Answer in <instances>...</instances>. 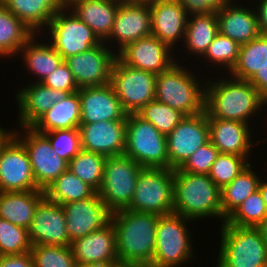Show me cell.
<instances>
[{
	"mask_svg": "<svg viewBox=\"0 0 267 267\" xmlns=\"http://www.w3.org/2000/svg\"><path fill=\"white\" fill-rule=\"evenodd\" d=\"M121 3L112 0H78L69 9L105 42L111 35L116 12Z\"/></svg>",
	"mask_w": 267,
	"mask_h": 267,
	"instance_id": "4316f807",
	"label": "cell"
},
{
	"mask_svg": "<svg viewBox=\"0 0 267 267\" xmlns=\"http://www.w3.org/2000/svg\"><path fill=\"white\" fill-rule=\"evenodd\" d=\"M244 156L219 153L208 174L211 180L221 189L231 183L249 164Z\"/></svg>",
	"mask_w": 267,
	"mask_h": 267,
	"instance_id": "60d3db41",
	"label": "cell"
},
{
	"mask_svg": "<svg viewBox=\"0 0 267 267\" xmlns=\"http://www.w3.org/2000/svg\"><path fill=\"white\" fill-rule=\"evenodd\" d=\"M81 119V103L79 93L69 94L61 102L42 114L30 127L39 133L61 129L79 128Z\"/></svg>",
	"mask_w": 267,
	"mask_h": 267,
	"instance_id": "f546056e",
	"label": "cell"
},
{
	"mask_svg": "<svg viewBox=\"0 0 267 267\" xmlns=\"http://www.w3.org/2000/svg\"><path fill=\"white\" fill-rule=\"evenodd\" d=\"M150 6L152 36L170 46L184 40L188 15L179 0H158Z\"/></svg>",
	"mask_w": 267,
	"mask_h": 267,
	"instance_id": "7402d4cb",
	"label": "cell"
},
{
	"mask_svg": "<svg viewBox=\"0 0 267 267\" xmlns=\"http://www.w3.org/2000/svg\"><path fill=\"white\" fill-rule=\"evenodd\" d=\"M33 267H76L70 246L32 245Z\"/></svg>",
	"mask_w": 267,
	"mask_h": 267,
	"instance_id": "7bdbcfd3",
	"label": "cell"
},
{
	"mask_svg": "<svg viewBox=\"0 0 267 267\" xmlns=\"http://www.w3.org/2000/svg\"><path fill=\"white\" fill-rule=\"evenodd\" d=\"M106 156L82 149L68 163V170L84 183L99 191L104 177Z\"/></svg>",
	"mask_w": 267,
	"mask_h": 267,
	"instance_id": "8d00e7d4",
	"label": "cell"
},
{
	"mask_svg": "<svg viewBox=\"0 0 267 267\" xmlns=\"http://www.w3.org/2000/svg\"><path fill=\"white\" fill-rule=\"evenodd\" d=\"M20 19L0 2V56L13 58L19 55L23 45L34 35ZM13 56V57H12Z\"/></svg>",
	"mask_w": 267,
	"mask_h": 267,
	"instance_id": "d6a6232c",
	"label": "cell"
},
{
	"mask_svg": "<svg viewBox=\"0 0 267 267\" xmlns=\"http://www.w3.org/2000/svg\"><path fill=\"white\" fill-rule=\"evenodd\" d=\"M32 32L41 34L61 9L58 0H0Z\"/></svg>",
	"mask_w": 267,
	"mask_h": 267,
	"instance_id": "4dcf8cb0",
	"label": "cell"
},
{
	"mask_svg": "<svg viewBox=\"0 0 267 267\" xmlns=\"http://www.w3.org/2000/svg\"><path fill=\"white\" fill-rule=\"evenodd\" d=\"M266 215L267 208L258 189L226 218L225 223L240 227H257Z\"/></svg>",
	"mask_w": 267,
	"mask_h": 267,
	"instance_id": "f35d334b",
	"label": "cell"
},
{
	"mask_svg": "<svg viewBox=\"0 0 267 267\" xmlns=\"http://www.w3.org/2000/svg\"><path fill=\"white\" fill-rule=\"evenodd\" d=\"M25 146L13 135L0 150V191L39 190Z\"/></svg>",
	"mask_w": 267,
	"mask_h": 267,
	"instance_id": "9a60e30c",
	"label": "cell"
},
{
	"mask_svg": "<svg viewBox=\"0 0 267 267\" xmlns=\"http://www.w3.org/2000/svg\"><path fill=\"white\" fill-rule=\"evenodd\" d=\"M176 62L167 71L156 75L155 100L169 105L185 116L205 111V84L196 72ZM199 78V79H198ZM202 84V86H201Z\"/></svg>",
	"mask_w": 267,
	"mask_h": 267,
	"instance_id": "277c9868",
	"label": "cell"
},
{
	"mask_svg": "<svg viewBox=\"0 0 267 267\" xmlns=\"http://www.w3.org/2000/svg\"><path fill=\"white\" fill-rule=\"evenodd\" d=\"M82 149L106 157L124 155L126 146V120L80 123Z\"/></svg>",
	"mask_w": 267,
	"mask_h": 267,
	"instance_id": "ffe728a7",
	"label": "cell"
},
{
	"mask_svg": "<svg viewBox=\"0 0 267 267\" xmlns=\"http://www.w3.org/2000/svg\"><path fill=\"white\" fill-rule=\"evenodd\" d=\"M14 136L25 146L34 180L40 189L45 190L67 170L68 163L54 152L43 133L31 127H19V130L14 131Z\"/></svg>",
	"mask_w": 267,
	"mask_h": 267,
	"instance_id": "7c38bea8",
	"label": "cell"
},
{
	"mask_svg": "<svg viewBox=\"0 0 267 267\" xmlns=\"http://www.w3.org/2000/svg\"><path fill=\"white\" fill-rule=\"evenodd\" d=\"M116 58V51L101 42L89 51L69 56L64 61L78 87L83 88L109 84Z\"/></svg>",
	"mask_w": 267,
	"mask_h": 267,
	"instance_id": "5bb4252c",
	"label": "cell"
},
{
	"mask_svg": "<svg viewBox=\"0 0 267 267\" xmlns=\"http://www.w3.org/2000/svg\"><path fill=\"white\" fill-rule=\"evenodd\" d=\"M188 16L208 14L219 10L232 0H179Z\"/></svg>",
	"mask_w": 267,
	"mask_h": 267,
	"instance_id": "7dc6e473",
	"label": "cell"
},
{
	"mask_svg": "<svg viewBox=\"0 0 267 267\" xmlns=\"http://www.w3.org/2000/svg\"><path fill=\"white\" fill-rule=\"evenodd\" d=\"M159 216L122 209L111 213L116 231L119 263L149 264L155 251L156 225Z\"/></svg>",
	"mask_w": 267,
	"mask_h": 267,
	"instance_id": "7a4b0ae2",
	"label": "cell"
},
{
	"mask_svg": "<svg viewBox=\"0 0 267 267\" xmlns=\"http://www.w3.org/2000/svg\"><path fill=\"white\" fill-rule=\"evenodd\" d=\"M44 198L42 189L23 192L0 191V218L29 229L35 209Z\"/></svg>",
	"mask_w": 267,
	"mask_h": 267,
	"instance_id": "f1b7e54d",
	"label": "cell"
},
{
	"mask_svg": "<svg viewBox=\"0 0 267 267\" xmlns=\"http://www.w3.org/2000/svg\"><path fill=\"white\" fill-rule=\"evenodd\" d=\"M110 84L127 114L137 113L155 100L156 75L130 67L118 57L111 70Z\"/></svg>",
	"mask_w": 267,
	"mask_h": 267,
	"instance_id": "8fae6325",
	"label": "cell"
},
{
	"mask_svg": "<svg viewBox=\"0 0 267 267\" xmlns=\"http://www.w3.org/2000/svg\"><path fill=\"white\" fill-rule=\"evenodd\" d=\"M218 154V149L209 140L205 145L199 147L179 170L191 174L208 175Z\"/></svg>",
	"mask_w": 267,
	"mask_h": 267,
	"instance_id": "f6af8a7d",
	"label": "cell"
},
{
	"mask_svg": "<svg viewBox=\"0 0 267 267\" xmlns=\"http://www.w3.org/2000/svg\"><path fill=\"white\" fill-rule=\"evenodd\" d=\"M158 0H126L128 3H134V4H152L157 2Z\"/></svg>",
	"mask_w": 267,
	"mask_h": 267,
	"instance_id": "6f0895ef",
	"label": "cell"
},
{
	"mask_svg": "<svg viewBox=\"0 0 267 267\" xmlns=\"http://www.w3.org/2000/svg\"><path fill=\"white\" fill-rule=\"evenodd\" d=\"M113 267H129V264L117 263Z\"/></svg>",
	"mask_w": 267,
	"mask_h": 267,
	"instance_id": "91938a15",
	"label": "cell"
},
{
	"mask_svg": "<svg viewBox=\"0 0 267 267\" xmlns=\"http://www.w3.org/2000/svg\"><path fill=\"white\" fill-rule=\"evenodd\" d=\"M112 1H116V2H119V3L126 2V0H112Z\"/></svg>",
	"mask_w": 267,
	"mask_h": 267,
	"instance_id": "94428289",
	"label": "cell"
},
{
	"mask_svg": "<svg viewBox=\"0 0 267 267\" xmlns=\"http://www.w3.org/2000/svg\"><path fill=\"white\" fill-rule=\"evenodd\" d=\"M41 83L49 88L59 91H68L70 94L79 90L72 72L65 61H63L54 71L49 73Z\"/></svg>",
	"mask_w": 267,
	"mask_h": 267,
	"instance_id": "bcb514c9",
	"label": "cell"
},
{
	"mask_svg": "<svg viewBox=\"0 0 267 267\" xmlns=\"http://www.w3.org/2000/svg\"><path fill=\"white\" fill-rule=\"evenodd\" d=\"M78 0H58V3L61 8H69Z\"/></svg>",
	"mask_w": 267,
	"mask_h": 267,
	"instance_id": "9f6ffc18",
	"label": "cell"
},
{
	"mask_svg": "<svg viewBox=\"0 0 267 267\" xmlns=\"http://www.w3.org/2000/svg\"><path fill=\"white\" fill-rule=\"evenodd\" d=\"M34 34L20 49L19 56L24 61V68L36 78L33 82H42L63 61V57L48 40L40 39ZM39 38V39H37ZM41 40V42H39ZM45 40V41H44ZM44 41V42H43Z\"/></svg>",
	"mask_w": 267,
	"mask_h": 267,
	"instance_id": "83f0119b",
	"label": "cell"
},
{
	"mask_svg": "<svg viewBox=\"0 0 267 267\" xmlns=\"http://www.w3.org/2000/svg\"><path fill=\"white\" fill-rule=\"evenodd\" d=\"M257 228L259 229L267 245V215L265 216L264 220L257 226Z\"/></svg>",
	"mask_w": 267,
	"mask_h": 267,
	"instance_id": "db71d44e",
	"label": "cell"
},
{
	"mask_svg": "<svg viewBox=\"0 0 267 267\" xmlns=\"http://www.w3.org/2000/svg\"><path fill=\"white\" fill-rule=\"evenodd\" d=\"M78 93L81 103L80 123L127 119V113L110 83L79 88Z\"/></svg>",
	"mask_w": 267,
	"mask_h": 267,
	"instance_id": "44dd1931",
	"label": "cell"
},
{
	"mask_svg": "<svg viewBox=\"0 0 267 267\" xmlns=\"http://www.w3.org/2000/svg\"><path fill=\"white\" fill-rule=\"evenodd\" d=\"M143 168L125 155L106 158L103 182L97 193L111 213L128 208Z\"/></svg>",
	"mask_w": 267,
	"mask_h": 267,
	"instance_id": "9c48e42d",
	"label": "cell"
},
{
	"mask_svg": "<svg viewBox=\"0 0 267 267\" xmlns=\"http://www.w3.org/2000/svg\"><path fill=\"white\" fill-rule=\"evenodd\" d=\"M22 88V89H21ZM15 96L17 104L19 127H30L42 114L48 111L56 102H61L70 93L59 91L43 85L41 82H31L21 87Z\"/></svg>",
	"mask_w": 267,
	"mask_h": 267,
	"instance_id": "603a6c76",
	"label": "cell"
},
{
	"mask_svg": "<svg viewBox=\"0 0 267 267\" xmlns=\"http://www.w3.org/2000/svg\"><path fill=\"white\" fill-rule=\"evenodd\" d=\"M43 134L50 141L54 152L67 163L82 150L79 128L54 130Z\"/></svg>",
	"mask_w": 267,
	"mask_h": 267,
	"instance_id": "ee69618b",
	"label": "cell"
},
{
	"mask_svg": "<svg viewBox=\"0 0 267 267\" xmlns=\"http://www.w3.org/2000/svg\"><path fill=\"white\" fill-rule=\"evenodd\" d=\"M239 50L240 45L238 43L218 33L202 56L204 58L201 59H205L207 62H211V64L213 63L212 65L216 67L220 66L222 70L226 69L225 72L228 71L230 73L237 63Z\"/></svg>",
	"mask_w": 267,
	"mask_h": 267,
	"instance_id": "ab89813d",
	"label": "cell"
},
{
	"mask_svg": "<svg viewBox=\"0 0 267 267\" xmlns=\"http://www.w3.org/2000/svg\"><path fill=\"white\" fill-rule=\"evenodd\" d=\"M173 181V169L143 168L127 209L158 216L173 212Z\"/></svg>",
	"mask_w": 267,
	"mask_h": 267,
	"instance_id": "ba28073f",
	"label": "cell"
},
{
	"mask_svg": "<svg viewBox=\"0 0 267 267\" xmlns=\"http://www.w3.org/2000/svg\"><path fill=\"white\" fill-rule=\"evenodd\" d=\"M137 114L152 123L164 136H168L185 117L180 111L157 100L148 102Z\"/></svg>",
	"mask_w": 267,
	"mask_h": 267,
	"instance_id": "74e56055",
	"label": "cell"
},
{
	"mask_svg": "<svg viewBox=\"0 0 267 267\" xmlns=\"http://www.w3.org/2000/svg\"><path fill=\"white\" fill-rule=\"evenodd\" d=\"M207 80L205 111L208 118L234 120L250 125L252 116L253 118L258 116L267 106V102L256 87L247 80L236 79L229 75L221 79L207 78Z\"/></svg>",
	"mask_w": 267,
	"mask_h": 267,
	"instance_id": "6da1fadb",
	"label": "cell"
},
{
	"mask_svg": "<svg viewBox=\"0 0 267 267\" xmlns=\"http://www.w3.org/2000/svg\"><path fill=\"white\" fill-rule=\"evenodd\" d=\"M210 140L206 111L185 116L166 136L168 168L179 169L199 147Z\"/></svg>",
	"mask_w": 267,
	"mask_h": 267,
	"instance_id": "4fadbf2b",
	"label": "cell"
},
{
	"mask_svg": "<svg viewBox=\"0 0 267 267\" xmlns=\"http://www.w3.org/2000/svg\"><path fill=\"white\" fill-rule=\"evenodd\" d=\"M96 191L80 180L70 170L63 172L45 190V198L53 203L64 205L92 197Z\"/></svg>",
	"mask_w": 267,
	"mask_h": 267,
	"instance_id": "e575fe53",
	"label": "cell"
},
{
	"mask_svg": "<svg viewBox=\"0 0 267 267\" xmlns=\"http://www.w3.org/2000/svg\"><path fill=\"white\" fill-rule=\"evenodd\" d=\"M70 248L76 264L119 263L116 251V231L111 221L102 229L72 241Z\"/></svg>",
	"mask_w": 267,
	"mask_h": 267,
	"instance_id": "d4e9b609",
	"label": "cell"
},
{
	"mask_svg": "<svg viewBox=\"0 0 267 267\" xmlns=\"http://www.w3.org/2000/svg\"><path fill=\"white\" fill-rule=\"evenodd\" d=\"M258 90L261 97L267 102V62L249 80Z\"/></svg>",
	"mask_w": 267,
	"mask_h": 267,
	"instance_id": "681fc988",
	"label": "cell"
},
{
	"mask_svg": "<svg viewBox=\"0 0 267 267\" xmlns=\"http://www.w3.org/2000/svg\"><path fill=\"white\" fill-rule=\"evenodd\" d=\"M151 35L150 6L148 4L122 2L116 12L111 35L105 43L111 49L113 46L116 47L113 50L118 48L116 50L118 53L127 44Z\"/></svg>",
	"mask_w": 267,
	"mask_h": 267,
	"instance_id": "e0dca14e",
	"label": "cell"
},
{
	"mask_svg": "<svg viewBox=\"0 0 267 267\" xmlns=\"http://www.w3.org/2000/svg\"><path fill=\"white\" fill-rule=\"evenodd\" d=\"M258 189L261 192V195L263 197V201H264L266 208H267V180H266V178L264 180L260 179Z\"/></svg>",
	"mask_w": 267,
	"mask_h": 267,
	"instance_id": "f5cc1de1",
	"label": "cell"
},
{
	"mask_svg": "<svg viewBox=\"0 0 267 267\" xmlns=\"http://www.w3.org/2000/svg\"><path fill=\"white\" fill-rule=\"evenodd\" d=\"M173 212L193 221L214 217L222 223L221 189L209 175L175 169Z\"/></svg>",
	"mask_w": 267,
	"mask_h": 267,
	"instance_id": "3957f363",
	"label": "cell"
},
{
	"mask_svg": "<svg viewBox=\"0 0 267 267\" xmlns=\"http://www.w3.org/2000/svg\"><path fill=\"white\" fill-rule=\"evenodd\" d=\"M216 267H266L267 245L257 227L220 225Z\"/></svg>",
	"mask_w": 267,
	"mask_h": 267,
	"instance_id": "5b68a950",
	"label": "cell"
},
{
	"mask_svg": "<svg viewBox=\"0 0 267 267\" xmlns=\"http://www.w3.org/2000/svg\"><path fill=\"white\" fill-rule=\"evenodd\" d=\"M249 164L231 183L221 188L222 224L241 203L258 190L261 177Z\"/></svg>",
	"mask_w": 267,
	"mask_h": 267,
	"instance_id": "836d02e7",
	"label": "cell"
},
{
	"mask_svg": "<svg viewBox=\"0 0 267 267\" xmlns=\"http://www.w3.org/2000/svg\"><path fill=\"white\" fill-rule=\"evenodd\" d=\"M15 130L16 129L11 130V131L10 129L6 130V128L3 129V127L0 126V150L8 142V140L14 135Z\"/></svg>",
	"mask_w": 267,
	"mask_h": 267,
	"instance_id": "816d5d0a",
	"label": "cell"
},
{
	"mask_svg": "<svg viewBox=\"0 0 267 267\" xmlns=\"http://www.w3.org/2000/svg\"><path fill=\"white\" fill-rule=\"evenodd\" d=\"M0 267H33L31 252L0 256Z\"/></svg>",
	"mask_w": 267,
	"mask_h": 267,
	"instance_id": "c3c4849f",
	"label": "cell"
},
{
	"mask_svg": "<svg viewBox=\"0 0 267 267\" xmlns=\"http://www.w3.org/2000/svg\"><path fill=\"white\" fill-rule=\"evenodd\" d=\"M28 236L31 245L70 246L63 206L44 198L35 209Z\"/></svg>",
	"mask_w": 267,
	"mask_h": 267,
	"instance_id": "ac0fdd59",
	"label": "cell"
},
{
	"mask_svg": "<svg viewBox=\"0 0 267 267\" xmlns=\"http://www.w3.org/2000/svg\"><path fill=\"white\" fill-rule=\"evenodd\" d=\"M48 30V31H47ZM65 60L69 56L89 51L101 41L69 8H61L52 18L42 35ZM49 33V34H48Z\"/></svg>",
	"mask_w": 267,
	"mask_h": 267,
	"instance_id": "30bf717a",
	"label": "cell"
},
{
	"mask_svg": "<svg viewBox=\"0 0 267 267\" xmlns=\"http://www.w3.org/2000/svg\"><path fill=\"white\" fill-rule=\"evenodd\" d=\"M267 62V35L260 34L256 39L240 46L237 63L229 76L249 81Z\"/></svg>",
	"mask_w": 267,
	"mask_h": 267,
	"instance_id": "d590c367",
	"label": "cell"
},
{
	"mask_svg": "<svg viewBox=\"0 0 267 267\" xmlns=\"http://www.w3.org/2000/svg\"><path fill=\"white\" fill-rule=\"evenodd\" d=\"M232 0L226 6L216 11L219 33L233 39L240 46L256 39L260 33L258 29V15L253 7L249 9L243 5L234 4Z\"/></svg>",
	"mask_w": 267,
	"mask_h": 267,
	"instance_id": "484cf974",
	"label": "cell"
},
{
	"mask_svg": "<svg viewBox=\"0 0 267 267\" xmlns=\"http://www.w3.org/2000/svg\"><path fill=\"white\" fill-rule=\"evenodd\" d=\"M31 246L28 229L0 218V256L24 254Z\"/></svg>",
	"mask_w": 267,
	"mask_h": 267,
	"instance_id": "b9f144b4",
	"label": "cell"
},
{
	"mask_svg": "<svg viewBox=\"0 0 267 267\" xmlns=\"http://www.w3.org/2000/svg\"><path fill=\"white\" fill-rule=\"evenodd\" d=\"M255 9L258 15L259 33L267 35V0H258Z\"/></svg>",
	"mask_w": 267,
	"mask_h": 267,
	"instance_id": "f907efd6",
	"label": "cell"
},
{
	"mask_svg": "<svg viewBox=\"0 0 267 267\" xmlns=\"http://www.w3.org/2000/svg\"><path fill=\"white\" fill-rule=\"evenodd\" d=\"M193 220L175 212L161 215L156 225L155 251L152 263L157 267H181L194 258L192 231L187 223Z\"/></svg>",
	"mask_w": 267,
	"mask_h": 267,
	"instance_id": "8992f818",
	"label": "cell"
},
{
	"mask_svg": "<svg viewBox=\"0 0 267 267\" xmlns=\"http://www.w3.org/2000/svg\"><path fill=\"white\" fill-rule=\"evenodd\" d=\"M62 206L71 242L102 229L110 222L111 212L97 192L92 197Z\"/></svg>",
	"mask_w": 267,
	"mask_h": 267,
	"instance_id": "d6986e66",
	"label": "cell"
},
{
	"mask_svg": "<svg viewBox=\"0 0 267 267\" xmlns=\"http://www.w3.org/2000/svg\"><path fill=\"white\" fill-rule=\"evenodd\" d=\"M124 155L144 168H168L166 136L137 113L127 114Z\"/></svg>",
	"mask_w": 267,
	"mask_h": 267,
	"instance_id": "52a82bcc",
	"label": "cell"
},
{
	"mask_svg": "<svg viewBox=\"0 0 267 267\" xmlns=\"http://www.w3.org/2000/svg\"><path fill=\"white\" fill-rule=\"evenodd\" d=\"M208 125L210 142L218 149L219 153L240 155L248 159L251 154L253 155L251 146L260 143L259 141L252 142L253 126L247 123L208 118Z\"/></svg>",
	"mask_w": 267,
	"mask_h": 267,
	"instance_id": "cb8c5ba5",
	"label": "cell"
},
{
	"mask_svg": "<svg viewBox=\"0 0 267 267\" xmlns=\"http://www.w3.org/2000/svg\"><path fill=\"white\" fill-rule=\"evenodd\" d=\"M219 33L216 11L188 16L184 40L181 44L188 54L202 57ZM185 42V43H184ZM193 53V54H192ZM198 55V56H197Z\"/></svg>",
	"mask_w": 267,
	"mask_h": 267,
	"instance_id": "1f68e13d",
	"label": "cell"
},
{
	"mask_svg": "<svg viewBox=\"0 0 267 267\" xmlns=\"http://www.w3.org/2000/svg\"><path fill=\"white\" fill-rule=\"evenodd\" d=\"M174 51L151 35L127 44L117 53V57L130 67L158 75L179 62Z\"/></svg>",
	"mask_w": 267,
	"mask_h": 267,
	"instance_id": "2e32d148",
	"label": "cell"
},
{
	"mask_svg": "<svg viewBox=\"0 0 267 267\" xmlns=\"http://www.w3.org/2000/svg\"><path fill=\"white\" fill-rule=\"evenodd\" d=\"M114 265L111 263H84L76 264V267H113Z\"/></svg>",
	"mask_w": 267,
	"mask_h": 267,
	"instance_id": "11a10c76",
	"label": "cell"
},
{
	"mask_svg": "<svg viewBox=\"0 0 267 267\" xmlns=\"http://www.w3.org/2000/svg\"><path fill=\"white\" fill-rule=\"evenodd\" d=\"M129 267H157L154 264H129Z\"/></svg>",
	"mask_w": 267,
	"mask_h": 267,
	"instance_id": "680465c9",
	"label": "cell"
}]
</instances>
